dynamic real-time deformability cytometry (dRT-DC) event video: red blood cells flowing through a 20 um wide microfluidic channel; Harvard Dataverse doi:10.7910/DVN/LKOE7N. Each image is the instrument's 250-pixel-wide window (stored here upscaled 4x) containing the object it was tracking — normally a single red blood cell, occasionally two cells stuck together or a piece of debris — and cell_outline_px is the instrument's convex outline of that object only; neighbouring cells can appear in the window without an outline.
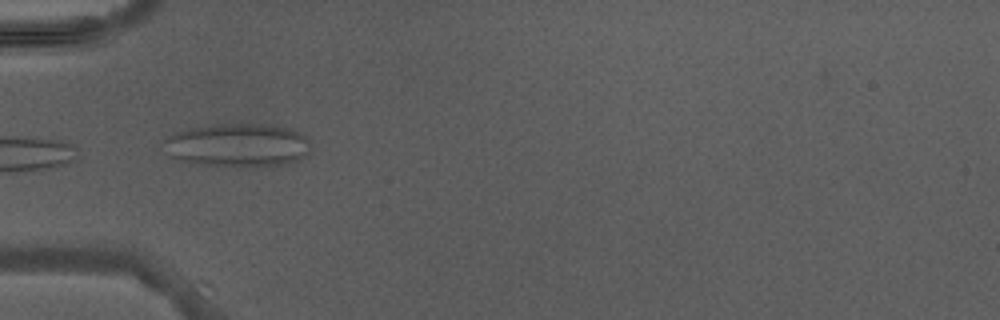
{"species": "Egyptian fruit bat (a non-hibernating species)", "species_latin": "Rousettus aegyptiacus", "temperature_condition": "warm", "stored_images_in_passage": 3, "camera_frame_rate_fps": 3000, "um_per_image_px": 0.085, "animal": {"sex": "male"}, "frame": {"image": 1, "passage_image": 2, "time_ms": 1.333, "image_size_px": [1000, 320], "cell_outline_px": [[312, 152], [300, 160], [284, 164], [264, 168], [244, 168], [196, 164], [180, 160], [172, 156], [164, 140], [168, 136], [176, 132], [188, 128], [220, 124], [260, 124], [288, 128], [304, 136], [308, 140]], "centroid_in_image_um": [20.28, 12.38], "position_along_channel_um": 64.7, "area_um2": 37.57}}
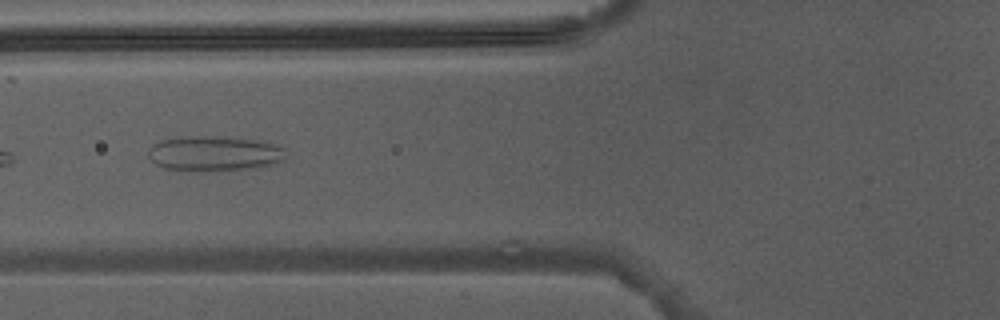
{"frame": {"image": 2, "passage_image": 3, "time_ms": 2.333, "image_size_px": [1000, 320], "cell_outline_px": [[284, 160], [276, 164], [264, 168], [204, 172], [180, 172], [164, 168], [156, 164], [148, 156], [148, 148], [152, 144], [160, 140], [188, 136], [224, 136], [256, 140], [276, 144], [284, 148]], "centroid_in_image_um": [18.21, 13.08], "position_along_channel_um": 107.6, "area_um2": 29.19}}